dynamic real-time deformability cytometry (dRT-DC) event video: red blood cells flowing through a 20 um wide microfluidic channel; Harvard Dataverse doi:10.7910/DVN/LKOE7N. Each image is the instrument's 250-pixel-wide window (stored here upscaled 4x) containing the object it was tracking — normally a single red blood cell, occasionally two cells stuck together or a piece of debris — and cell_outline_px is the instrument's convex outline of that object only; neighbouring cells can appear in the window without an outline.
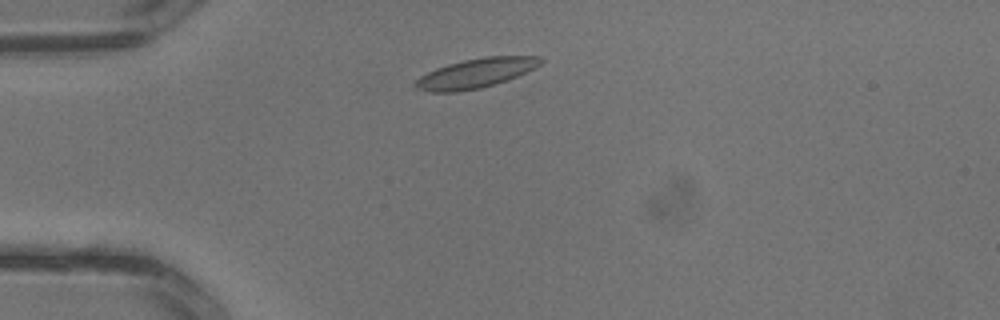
{"species": "common noctule bat (a hibernating species)", "species_latin": "Nyctalus noctula", "temperature_condition": "warm", "stored_images_in_passage": 2, "camera_frame_rate_fps": 3000, "um_per_image_px": 0.085, "animal": {"sex": "male", "body_mass_g": 13.3}, "frame": {"image": 1, "passage_image": 2, "time_ms": 0.333, "image_size_px": [1000, 320], "cell_outline_px": [[544, 60], [540, 64], [508, 80], [496, 84], [480, 88], [456, 92], [428, 92], [416, 88], [412, 84], [420, 76], [436, 68], [448, 64], [464, 60], [484, 56], [540, 56]], "centroid_in_image_um": [40.4, 6.23], "position_along_channel_um": 44.6, "area_um2": 21.44}}